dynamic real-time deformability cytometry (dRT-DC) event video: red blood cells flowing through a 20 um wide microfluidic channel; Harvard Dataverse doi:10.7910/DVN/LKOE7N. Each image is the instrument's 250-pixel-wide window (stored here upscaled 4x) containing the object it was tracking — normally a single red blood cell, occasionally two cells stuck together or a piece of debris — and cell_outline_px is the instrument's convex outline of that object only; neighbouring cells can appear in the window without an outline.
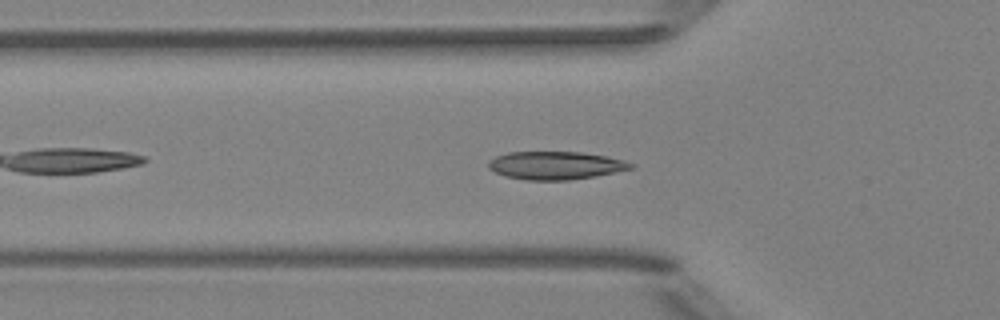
{"species": "Egyptian fruit bat (a non-hibernating species)", "species_latin": "Rousettus aegyptiacus", "temperature_condition": "room temperature", "stored_images_in_passage": 40, "camera_frame_rate_fps": 3000, "um_per_image_px": 0.085, "animal": {"sex": "female"}, "frame": {"image": 1, "passage_image": 6, "time_ms": 1.667, "image_size_px": [1000, 320], "cell_outline_px": [[636, 168], [596, 176], [568, 180], [524, 180], [504, 176], [488, 168], [488, 160], [496, 156], [508, 152], [580, 152], [604, 156], [624, 160], [636, 164]], "centroid_in_image_um": [47.23, 14.06], "position_along_channel_um": 78.6, "area_um2": 23.41}}
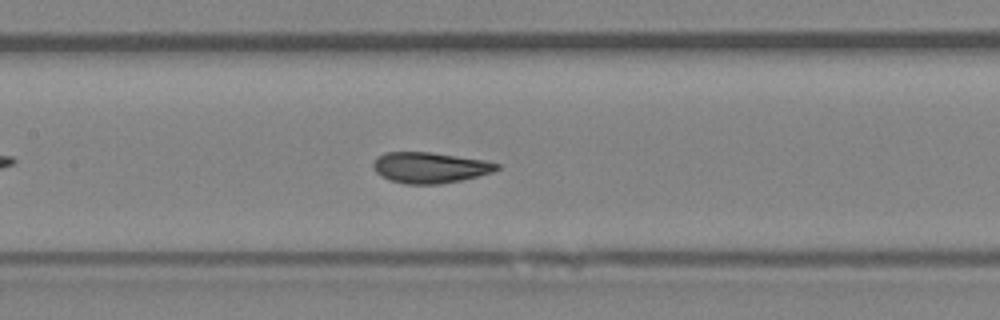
{"frame": {"image": 2, "passage_image": 13, "time_ms": 4.0, "image_size_px": [1000, 320], "cell_outline_px": [[500, 168], [492, 172], [460, 180], [440, 184], [404, 184], [388, 180], [380, 176], [372, 168], [372, 164], [376, 156], [388, 152], [428, 152], [484, 160], [500, 164]], "centroid_in_image_um": [36.48, 14.25], "position_along_channel_um": 170.9, "area_um2": 22.2}}
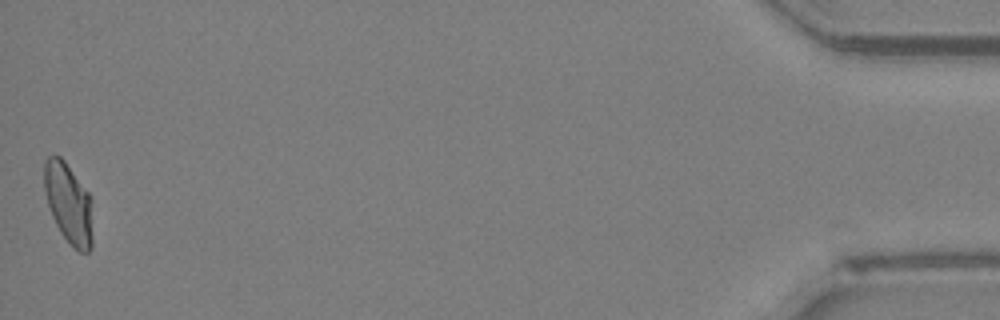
{"frame": {"image": 3, "passage_image": 40, "time_ms": 13.0, "image_size_px": [1000, 320], "cell_outline_px": [[92, 248], [88, 252], [80, 252], [60, 232], [52, 216], [48, 204], [44, 188], [44, 160], [48, 156], [60, 156], [64, 160], [92, 196]], "centroid_in_image_um": [5.85, 17.26], "position_along_channel_um": 429.4, "area_um2": 22.77}, "authors_computed_cell_mechanics": {"area_um2": 22.4264, "velocity_mm_per_s": 3.9594, "shape_relaxation_time_tau1_ms": 3.7897, "shape_relaxation_time_tau2_ms": null, "deformation_change_tau1": 0.1384, "deformation_change_tau2": null}}